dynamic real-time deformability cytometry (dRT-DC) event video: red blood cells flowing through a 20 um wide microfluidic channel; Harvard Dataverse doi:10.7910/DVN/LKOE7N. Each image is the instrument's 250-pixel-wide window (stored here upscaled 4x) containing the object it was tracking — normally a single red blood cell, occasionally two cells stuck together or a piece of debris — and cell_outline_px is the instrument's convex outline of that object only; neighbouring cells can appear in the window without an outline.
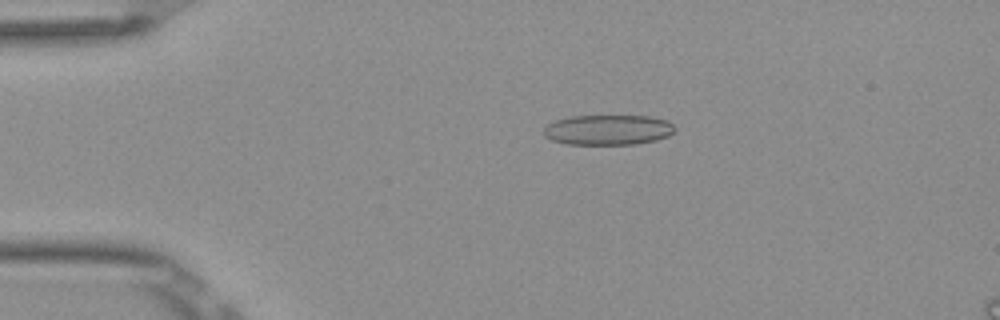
{"species": "Egyptian fruit bat (a non-hibernating species)", "species_latin": "Rousettus aegyptiacus", "temperature_condition": "room temperature", "stored_images_in_passage": 52, "camera_frame_rate_fps": 3000, "um_per_image_px": 0.085, "frame": {"image": 1, "passage_image": 11, "time_ms": 3.333, "image_size_px": [1000, 320], "cell_outline_px": [[676, 128], [668, 136], [656, 140], [636, 144], [568, 144], [552, 140], [544, 136], [544, 128], [548, 124], [556, 120], [572, 116], [648, 116], [668, 120]], "centroid_in_image_um": [51.69, 11.04], "position_along_channel_um": 33.3, "area_um2": 23.0}}
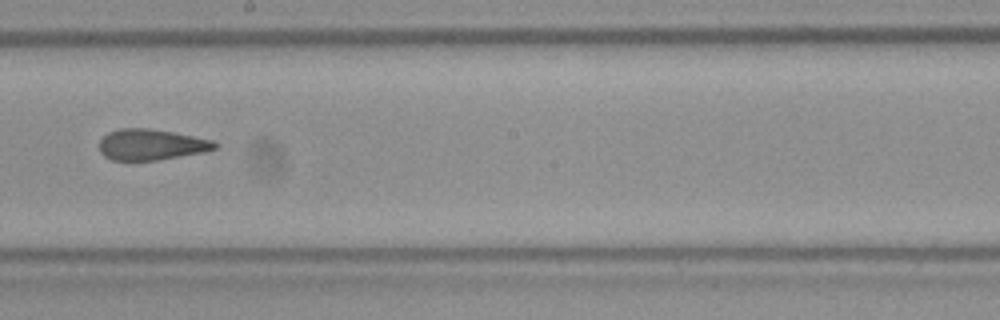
{"frame": {"image": 2, "passage_image": 30, "time_ms": 9.667, "image_size_px": [1000, 320], "cell_outline_px": [[216, 148], [204, 152], [156, 160], [112, 160], [104, 156], [100, 152], [100, 140], [108, 132], [120, 128], [148, 128], [172, 132], [212, 140], [216, 144]], "centroid_in_image_um": [12.81, 12.29], "position_along_channel_um": 235.4, "area_um2": 20.58}}
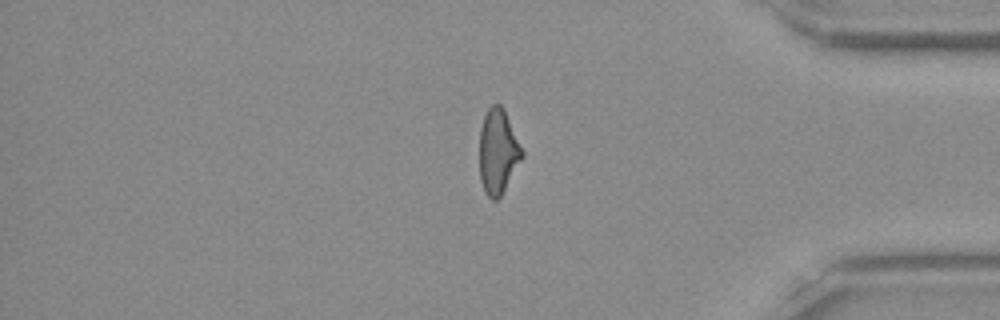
{"frame": {"image": 3, "passage_image": 44, "time_ms": 14.333, "image_size_px": [1000, 320], "cell_outline_px": [[524, 156], [500, 196], [496, 200], [492, 200], [484, 192], [480, 180], [480, 128], [484, 116], [488, 108], [492, 104], [500, 104], [504, 108], [524, 152]], "centroid_in_image_um": [42.33, 12.87], "position_along_channel_um": 392.9, "area_um2": 21.04}, "authors_computed_cell_mechanics": {"area_um2": 21.7039, "velocity_mm_per_s": 3.8951, "shape_relaxation_time_tau1_ms": null, "shape_relaxation_time_tau2_ms": 2.2101, "deformation_change_tau1": null, "deformation_change_tau2": 0.1043}}